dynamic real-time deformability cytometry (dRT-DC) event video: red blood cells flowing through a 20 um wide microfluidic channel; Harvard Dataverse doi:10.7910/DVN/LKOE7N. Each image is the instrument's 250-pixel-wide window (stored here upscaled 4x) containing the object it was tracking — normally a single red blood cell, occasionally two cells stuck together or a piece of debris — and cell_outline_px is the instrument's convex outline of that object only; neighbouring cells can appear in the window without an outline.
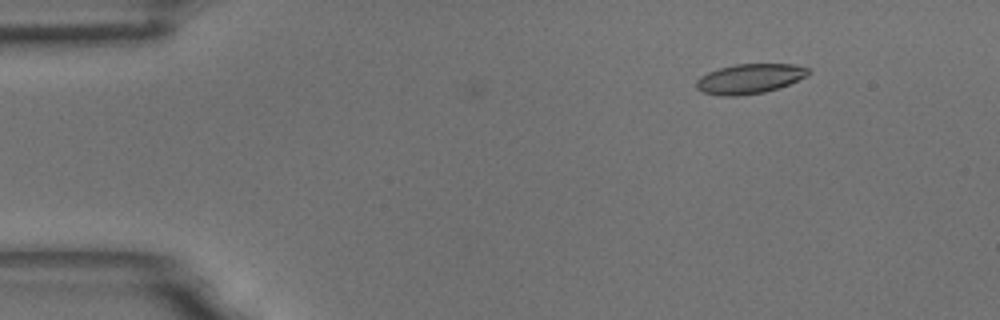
{"species": "common noctule bat (a hibernating species)", "species_latin": "Nyctalus noctula", "temperature_condition": "room temperature", "stored_images_in_passage": 51, "camera_frame_rate_fps": 3000, "um_per_image_px": 0.085, "animal": {"sex": "male", "body_mass_g": 18.8}, "frame": {"image": 1, "passage_image": 1, "time_ms": 0.0, "image_size_px": [1000, 320], "cell_outline_px": [[812, 72], [808, 76], [780, 88], [764, 92], [736, 96], [720, 96], [704, 92], [696, 88], [696, 80], [700, 76], [708, 72], [720, 68], [736, 64], [796, 64], [808, 68]], "centroid_in_image_um": [63.75, 6.69], "position_along_channel_um": 21.2, "area_um2": 19.59}}
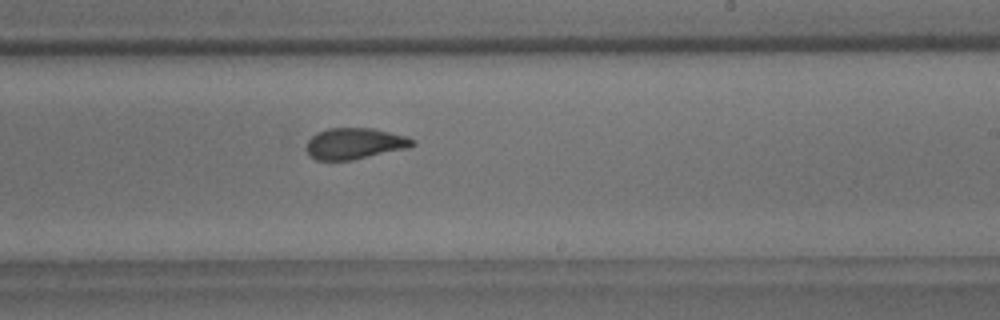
{"frame": {"image": 2, "passage_image": 28, "time_ms": 9.0, "image_size_px": [1000, 320], "cell_outline_px": [[416, 144], [408, 148], [352, 160], [316, 160], [308, 152], [308, 140], [316, 132], [328, 128], [372, 128], [408, 136], [416, 140]], "centroid_in_image_um": [30.2, 12.19], "position_along_channel_um": 258.8, "area_um2": 19.25}}
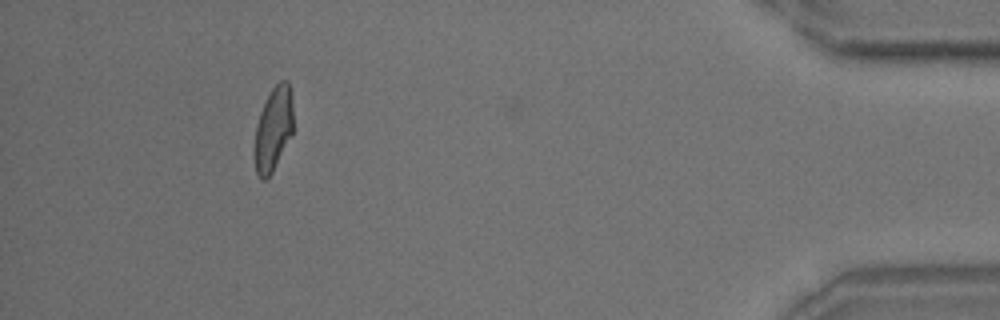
{"frame": {"image": 3, "passage_image": 46, "time_ms": 15.0, "image_size_px": [1000, 320], "cell_outline_px": [[292, 132], [272, 172], [264, 180], [260, 180], [256, 172], [252, 152], [252, 148], [256, 124], [260, 112], [272, 88], [280, 80], [288, 80], [292, 96]], "centroid_in_image_um": [23.18, 10.98], "position_along_channel_um": 412.0, "area_um2": 19.07}, "authors_computed_cell_mechanics": {"area_um2": 19.7098, "velocity_mm_per_s": 3.5451, "shape_relaxation_time_tau1_ms": 7.1819, "shape_relaxation_time_tau2_ms": 1.4092, "deformation_change_tau1": 0.1759, "deformation_change_tau2": 0.076}}